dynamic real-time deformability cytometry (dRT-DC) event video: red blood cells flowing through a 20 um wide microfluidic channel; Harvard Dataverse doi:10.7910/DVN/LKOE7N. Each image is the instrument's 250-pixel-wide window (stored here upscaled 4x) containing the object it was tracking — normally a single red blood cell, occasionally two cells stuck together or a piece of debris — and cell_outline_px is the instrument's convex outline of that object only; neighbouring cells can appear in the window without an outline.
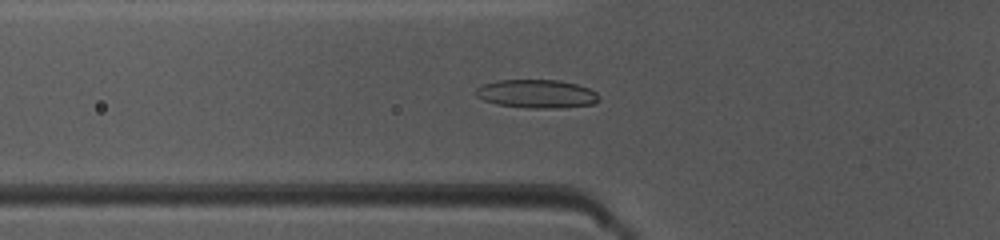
{"species": "common noctule bat (a hibernating species)", "species_latin": "Nyctalus noctula", "temperature_condition": "warm", "stored_images_in_passage": 50, "camera_frame_rate_fps": 3000, "um_per_image_px": 0.085, "animal": {"sex": "female", "body_mass_g": 10.0, "forearm_length_mm": 53.1}, "frame": {"image": 1, "passage_image": 18, "time_ms": 5.667, "image_size_px": [1000, 240], "cell_outline_px": [[600, 100], [592, 104], [560, 108], [528, 108], [496, 104], [484, 100], [476, 96], [472, 92], [476, 88], [484, 84], [496, 80], [560, 80], [576, 84], [588, 88], [596, 92], [600, 96]], "centroid_in_image_um": [45.6, 7.97], "position_along_channel_um": 80.2, "area_um2": 20.58}}
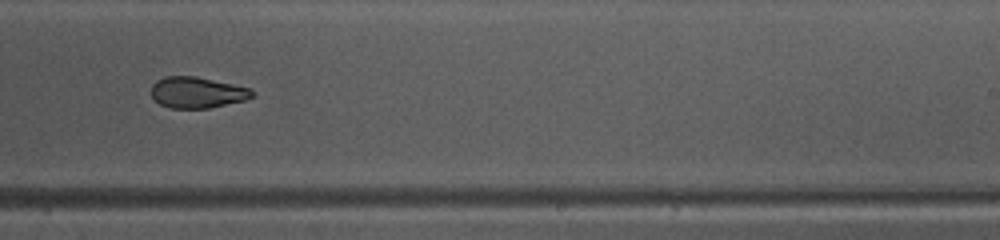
{"frame": {"image": 2, "passage_image": 32, "time_ms": 10.333, "image_size_px": [1000, 240], "cell_outline_px": [[252, 96], [244, 100], [208, 108], [172, 108], [160, 104], [152, 96], [152, 84], [156, 80], [164, 76], [196, 76], [232, 84], [248, 88], [252, 92]], "centroid_in_image_um": [16.7, 7.85], "position_along_channel_um": 272.3, "area_um2": 17.98}}
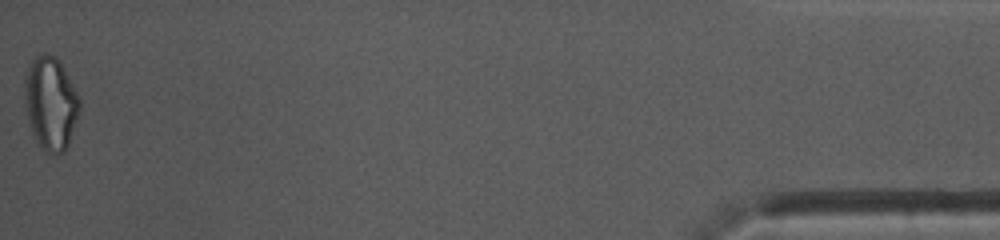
{"frame": {"image": 3, "passage_image": 50, "time_ms": 16.333, "image_size_px": [1000, 240], "cell_outline_px": [[80, 108], [68, 144], [64, 152], [56, 156], [48, 152], [36, 140], [32, 132], [28, 116], [24, 96], [24, 80], [28, 68], [32, 60], [36, 56], [44, 52], [48, 52], [56, 56], [80, 96]], "centroid_in_image_um": [4.31, 8.74], "position_along_channel_um": 430.9, "area_um2": 29.65}, "authors_computed_cell_mechanics": {"area_um2": 20.0855, "velocity_mm_per_s": 4.0937, "shape_relaxation_time_tau1_ms": 5.82, "shape_relaxation_time_tau2_ms": 3.5469, "deformation_change_tau1": 0.1573, "deformation_change_tau2": 0.0995}}